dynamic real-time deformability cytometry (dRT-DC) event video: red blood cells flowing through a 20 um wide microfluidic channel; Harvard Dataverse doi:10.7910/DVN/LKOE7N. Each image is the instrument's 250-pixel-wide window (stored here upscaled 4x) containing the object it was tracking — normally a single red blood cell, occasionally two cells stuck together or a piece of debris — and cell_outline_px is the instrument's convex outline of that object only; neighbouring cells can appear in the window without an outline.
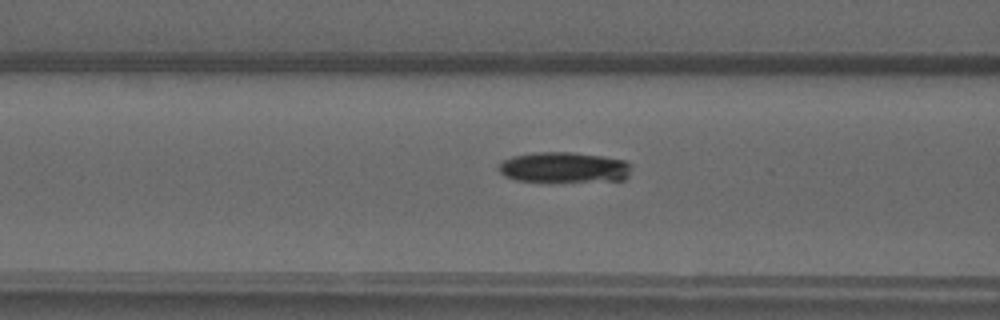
{"species": "common noctule bat (a hibernating species)", "species_latin": "Nyctalus noctula", "temperature_condition": "warm", "stored_images_in_passage": 32, "camera_frame_rate_fps": 3000, "um_per_image_px": 0.085, "animal": {"sex": "male", "forearm_length_mm": 52.5}, "frame": {"image": 1, "passage_image": 6, "time_ms": 1.667, "image_size_px": [1000, 320], "cell_outline_px": [[632, 164], [628, 176], [624, 180], [516, 180], [504, 176], [496, 168], [504, 160], [512, 156], [536, 152], [572, 152], [604, 156], [624, 160]], "centroid_in_image_um": [47.94, 14.2], "position_along_channel_um": 118.7, "area_um2": 23.24}}
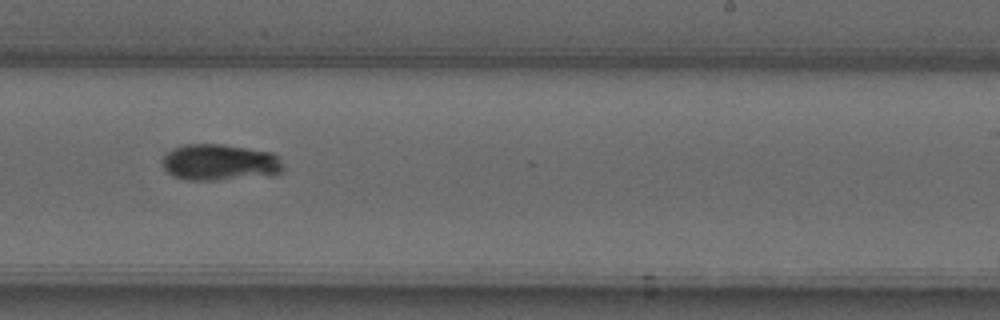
{"frame": {"image": 2, "passage_image": 17, "time_ms": 5.333, "image_size_px": [1000, 320], "cell_outline_px": [[284, 168], [280, 172], [272, 176], [212, 180], [188, 180], [172, 176], [164, 168], [160, 160], [172, 148], [184, 144], [220, 144], [272, 152], [280, 160]], "centroid_in_image_um": [18.66, 13.81], "position_along_channel_um": 270.3, "area_um2": 25.78}}
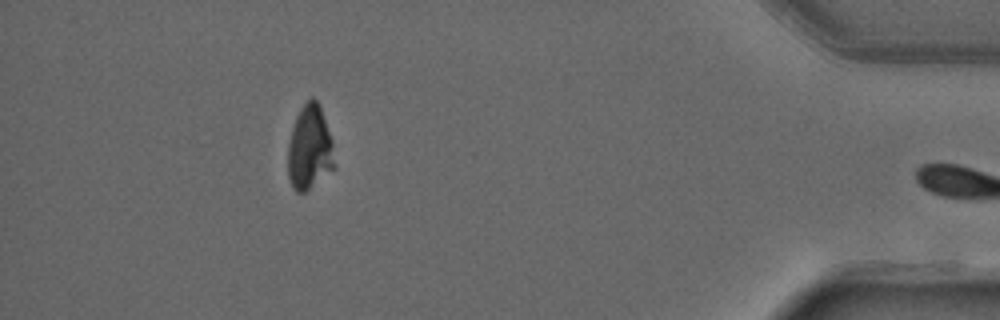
{"frame": {"image": 3, "passage_image": 31, "time_ms": 10.0, "image_size_px": [1000, 320], "cell_outline_px": [[336, 168], [304, 192], [296, 192], [292, 188], [288, 176], [288, 144], [292, 128], [296, 116], [300, 108], [312, 96], [320, 104], [332, 140], [336, 164]], "centroid_in_image_um": [26.33, 12.57], "position_along_channel_um": 408.9, "area_um2": 23.18}}